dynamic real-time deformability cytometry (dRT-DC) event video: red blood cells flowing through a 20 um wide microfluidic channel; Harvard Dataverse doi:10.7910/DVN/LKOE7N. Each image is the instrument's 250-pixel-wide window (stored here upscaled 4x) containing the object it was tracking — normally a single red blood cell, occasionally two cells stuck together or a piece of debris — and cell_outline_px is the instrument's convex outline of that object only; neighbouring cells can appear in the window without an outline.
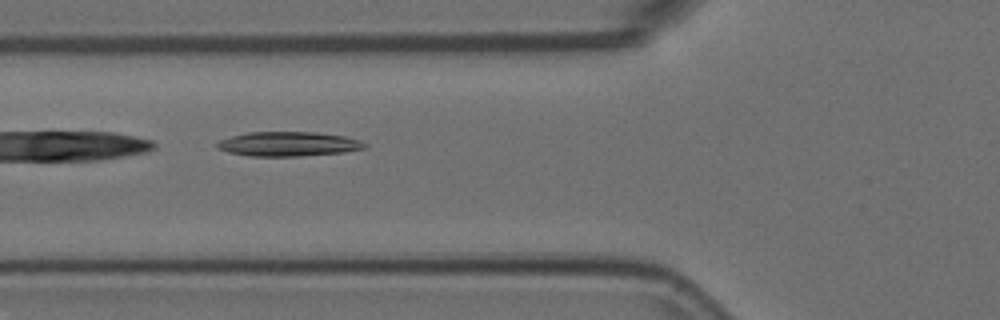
{"species": "Egyptian fruit bat (a non-hibernating species)", "species_latin": "Rousettus aegyptiacus", "temperature_condition": "room temperature", "stored_images_in_passage": 21, "camera_frame_rate_fps": 3000, "um_per_image_px": 0.085, "animal": {"sex": "female"}, "frame": {"image": 1, "passage_image": 4, "time_ms": 1.0, "image_size_px": [1000, 320], "cell_outline_px": [[368, 148], [344, 152], [300, 156], [248, 156], [228, 152], [216, 148], [216, 144], [220, 140], [232, 136], [248, 132], [316, 132], [344, 136], [360, 140], [368, 144]], "centroid_in_image_um": [24.54, 12.24], "position_along_channel_um": 101.3, "area_um2": 21.15}}
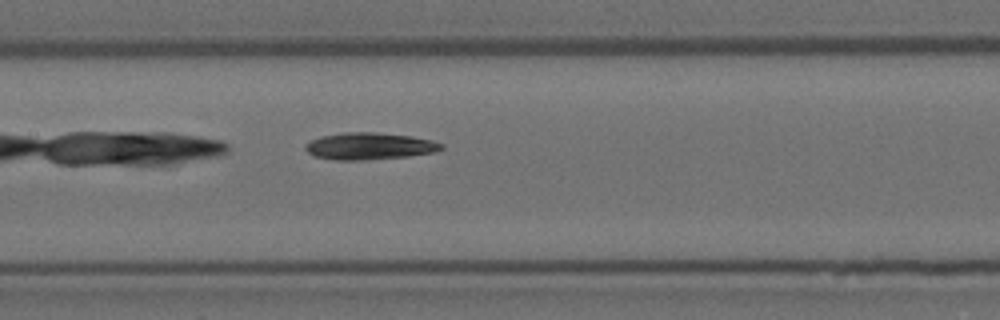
{"frame": {"image": 2, "passage_image": 10, "time_ms": 3.0, "image_size_px": [1000, 320], "cell_outline_px": [[444, 148], [432, 152], [408, 156], [364, 160], [336, 160], [316, 156], [308, 152], [304, 148], [312, 140], [320, 136], [344, 132], [376, 132], [412, 136], [432, 140], [444, 144]], "centroid_in_image_um": [31.43, 12.41], "position_along_channel_um": 176.0, "area_um2": 21.21}}
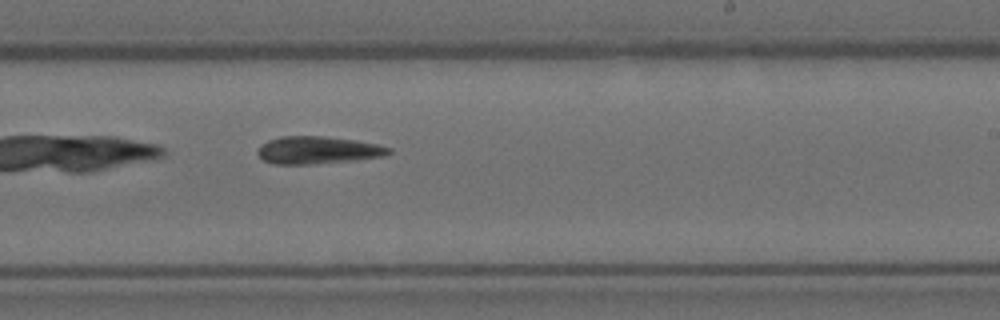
{"frame": {"image": 3, "passage_image": 17, "time_ms": 5.333, "image_size_px": [1000, 320], "cell_outline_px": [[392, 152], [384, 156], [356, 160], [316, 164], [272, 164], [264, 160], [256, 152], [268, 140], [280, 136], [324, 136], [356, 140], [380, 144], [392, 148]], "centroid_in_image_um": [27.07, 12.76], "position_along_channel_um": 261.9, "area_um2": 21.15}}